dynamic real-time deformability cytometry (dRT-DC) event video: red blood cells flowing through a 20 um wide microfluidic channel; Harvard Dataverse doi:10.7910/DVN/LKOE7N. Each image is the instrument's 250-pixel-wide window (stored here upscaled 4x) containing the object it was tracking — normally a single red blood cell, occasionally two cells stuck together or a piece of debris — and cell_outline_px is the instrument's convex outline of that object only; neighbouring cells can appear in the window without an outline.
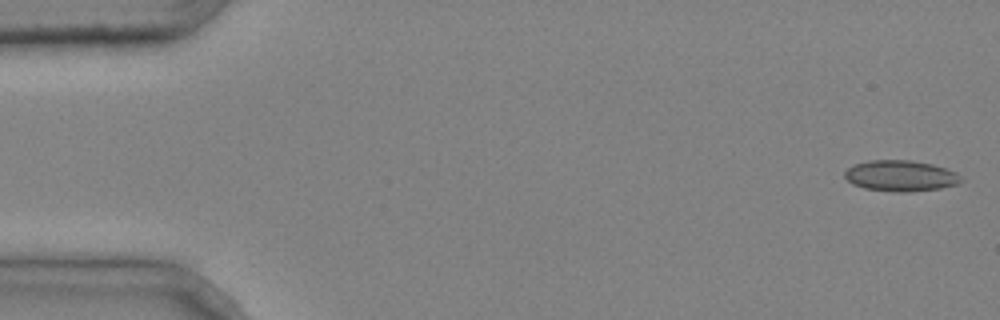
{"species": "common noctule bat (a hibernating species)", "species_latin": "Nyctalus noctula", "temperature_condition": "cold", "stored_images_in_passage": 6, "camera_frame_rate_fps": 3000, "um_per_image_px": 0.085, "animal": {"sex": "male", "body_mass_g": 20.4}, "frame": {"image": 1, "passage_image": 1, "time_ms": 0.0, "image_size_px": [1000, 320], "cell_outline_px": [[964, 180], [956, 184], [940, 188], [908, 192], [896, 192], [864, 188], [852, 184], [844, 176], [844, 172], [848, 168], [856, 164], [868, 160], [912, 160], [932, 164], [956, 172]], "centroid_in_image_um": [76.55, 14.94], "position_along_channel_um": 8.5, "area_um2": 20.92}}
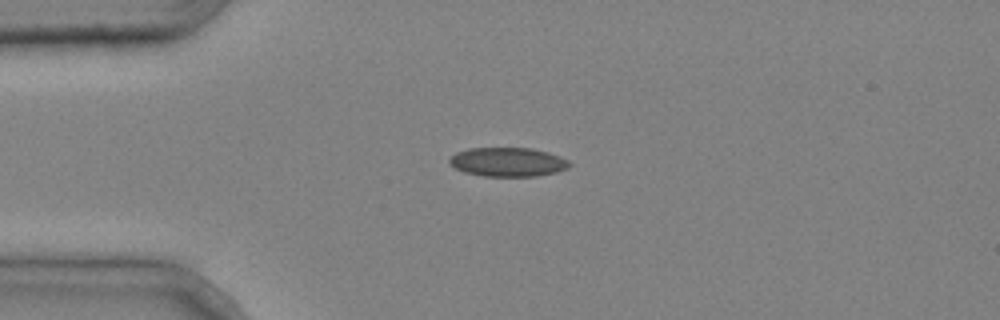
{"frame": {"image": 2, "passage_image": 4, "time_ms": 1.0, "image_size_px": [1000, 320], "cell_outline_px": [[572, 164], [568, 168], [556, 172], [536, 176], [484, 176], [464, 172], [448, 164], [448, 160], [456, 152], [468, 148], [532, 148], [548, 152], [560, 156], [568, 160]], "centroid_in_image_um": [43.17, 13.76], "position_along_channel_um": 41.8, "area_um2": 20.4}}
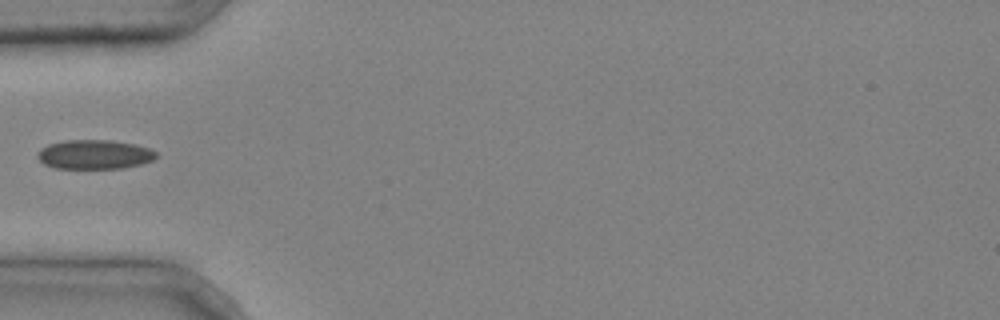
{"frame": {"image": 3, "passage_image": 5, "time_ms": 1.333, "image_size_px": [1000, 320], "cell_outline_px": [[160, 156], [152, 160], [140, 164], [124, 168], [56, 168], [44, 164], [36, 156], [36, 152], [40, 148], [48, 144], [64, 140], [108, 140], [136, 144], [148, 148], [156, 152]], "centroid_in_image_um": [8.01, 13.12], "position_along_channel_um": 77.0, "area_um2": 20.35}}